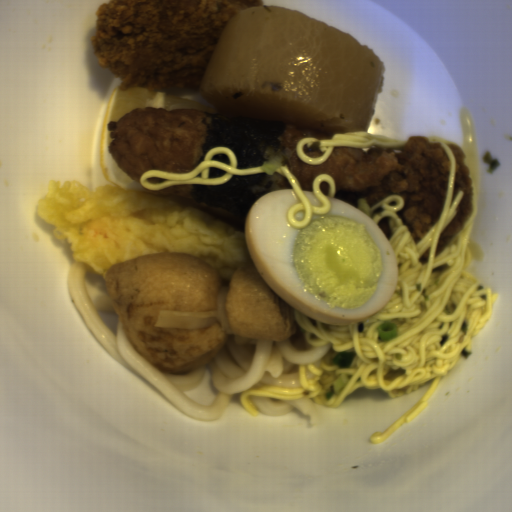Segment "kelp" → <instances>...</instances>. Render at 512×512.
<instances>
[{
    "label": "kelp",
    "instance_id": "kelp-1",
    "mask_svg": "<svg viewBox=\"0 0 512 512\" xmlns=\"http://www.w3.org/2000/svg\"><path fill=\"white\" fill-rule=\"evenodd\" d=\"M208 121L205 154L214 147L230 148L238 168L262 166L265 150L282 136L284 126L230 113L214 105Z\"/></svg>",
    "mask_w": 512,
    "mask_h": 512
},
{
    "label": "kelp",
    "instance_id": "kelp-2",
    "mask_svg": "<svg viewBox=\"0 0 512 512\" xmlns=\"http://www.w3.org/2000/svg\"><path fill=\"white\" fill-rule=\"evenodd\" d=\"M269 191L272 183L265 172L233 175L224 185H199L189 204L214 209L235 217H245L252 205Z\"/></svg>",
    "mask_w": 512,
    "mask_h": 512
},
{
    "label": "kelp",
    "instance_id": "kelp-3",
    "mask_svg": "<svg viewBox=\"0 0 512 512\" xmlns=\"http://www.w3.org/2000/svg\"><path fill=\"white\" fill-rule=\"evenodd\" d=\"M225 173H226V170H224V169L213 168V167L209 168V178L222 176Z\"/></svg>",
    "mask_w": 512,
    "mask_h": 512
},
{
    "label": "kelp",
    "instance_id": "kelp-4",
    "mask_svg": "<svg viewBox=\"0 0 512 512\" xmlns=\"http://www.w3.org/2000/svg\"><path fill=\"white\" fill-rule=\"evenodd\" d=\"M211 160H223L230 164V158L226 153L217 154L213 158H211Z\"/></svg>",
    "mask_w": 512,
    "mask_h": 512
}]
</instances>
